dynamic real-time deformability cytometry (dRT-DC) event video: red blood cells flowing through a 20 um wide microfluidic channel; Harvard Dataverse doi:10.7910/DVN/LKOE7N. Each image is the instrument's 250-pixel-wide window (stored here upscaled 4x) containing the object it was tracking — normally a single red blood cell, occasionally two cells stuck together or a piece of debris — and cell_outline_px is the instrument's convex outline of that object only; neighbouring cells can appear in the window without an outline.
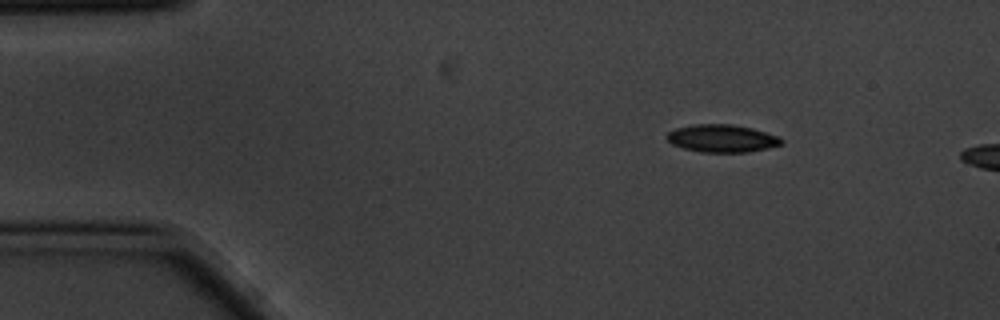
{"species": "common noctule bat (a hibernating species)", "species_latin": "Nyctalus noctula", "temperature_condition": "cold", "stored_images_in_passage": 3, "camera_frame_rate_fps": 3000, "um_per_image_px": 0.085, "animal": {"sex": "male", "body_mass_g": 20.1, "forearm_length_mm": 53.5}, "frame": {"image": 1, "passage_image": 1, "time_ms": 0.0, "image_size_px": [1000, 320], "cell_outline_px": [[784, 144], [768, 148], [748, 152], [700, 152], [684, 148], [672, 144], [668, 140], [668, 132], [676, 128], [692, 124], [732, 124], [752, 128], [776, 136], [784, 140]], "centroid_in_image_um": [61.38, 11.76], "position_along_channel_um": 23.6, "area_um2": 18.38}}